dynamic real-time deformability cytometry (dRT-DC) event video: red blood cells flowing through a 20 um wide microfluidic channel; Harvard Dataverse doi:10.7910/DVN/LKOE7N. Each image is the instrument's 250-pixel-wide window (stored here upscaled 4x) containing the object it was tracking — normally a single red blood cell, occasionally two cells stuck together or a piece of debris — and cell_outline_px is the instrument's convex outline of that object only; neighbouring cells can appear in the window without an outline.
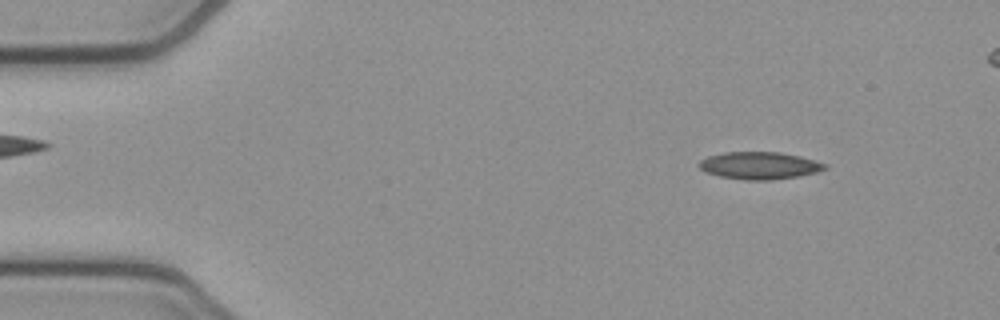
{"species": "common noctule bat (a hibernating species)", "species_latin": "Nyctalus noctula", "temperature_condition": "cold", "stored_images_in_passage": 50, "camera_frame_rate_fps": 3000, "um_per_image_px": 0.085, "animal": {"sex": "female", "body_mass_g": 21.9}, "frame": {"image": 1, "passage_image": 5, "time_ms": 1.333, "image_size_px": [1000, 320], "cell_outline_px": [[828, 168], [816, 172], [796, 176], [772, 180], [748, 180], [720, 176], [704, 172], [696, 164], [700, 160], [708, 156], [724, 152], [780, 152], [800, 156], [828, 164]], "centroid_in_image_um": [64.53, 14.06], "position_along_channel_um": 20.5, "area_um2": 20.06}}
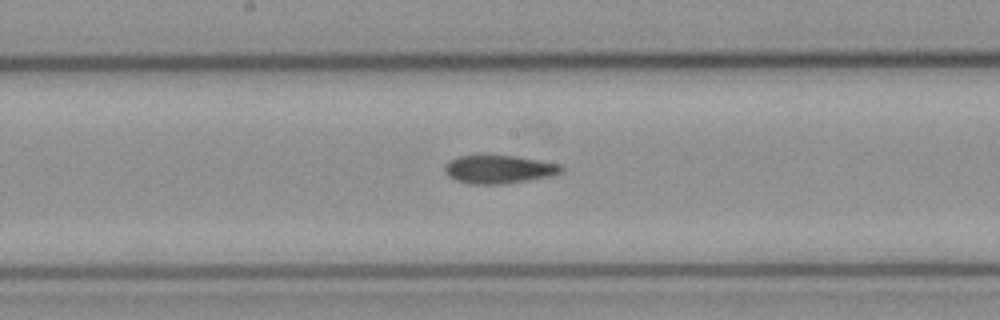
{"frame": {"image": 2, "passage_image": 26, "time_ms": 8.333, "image_size_px": [1000, 320], "cell_outline_px": [[564, 172], [552, 176], [504, 184], [472, 184], [456, 180], [448, 176], [444, 172], [444, 164], [448, 160], [456, 156], [484, 152], [516, 156], [540, 160], [560, 164], [564, 168]], "centroid_in_image_um": [42.36, 14.34], "position_along_channel_um": 205.8, "area_um2": 20.23}}
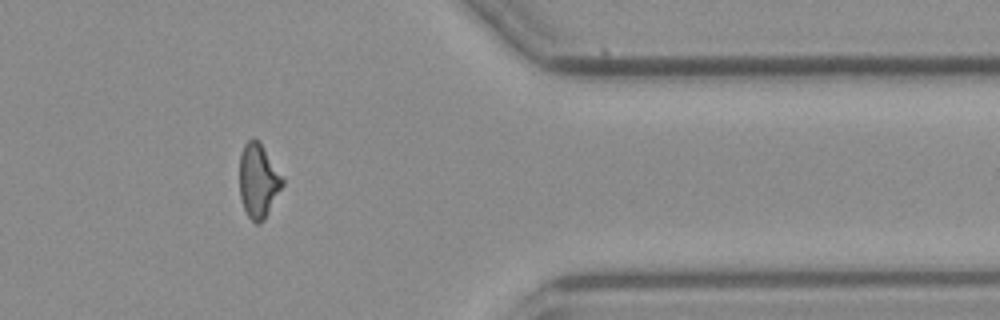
{"frame": {"image": 3, "passage_image": 42, "time_ms": 13.667, "image_size_px": [1000, 320], "cell_outline_px": [[284, 184], [264, 220], [260, 224], [256, 224], [248, 216], [244, 208], [240, 196], [240, 156], [244, 144], [252, 136], [260, 144], [284, 176]], "centroid_in_image_um": [21.97, 15.38], "position_along_channel_um": 389.4, "area_um2": 18.5}}